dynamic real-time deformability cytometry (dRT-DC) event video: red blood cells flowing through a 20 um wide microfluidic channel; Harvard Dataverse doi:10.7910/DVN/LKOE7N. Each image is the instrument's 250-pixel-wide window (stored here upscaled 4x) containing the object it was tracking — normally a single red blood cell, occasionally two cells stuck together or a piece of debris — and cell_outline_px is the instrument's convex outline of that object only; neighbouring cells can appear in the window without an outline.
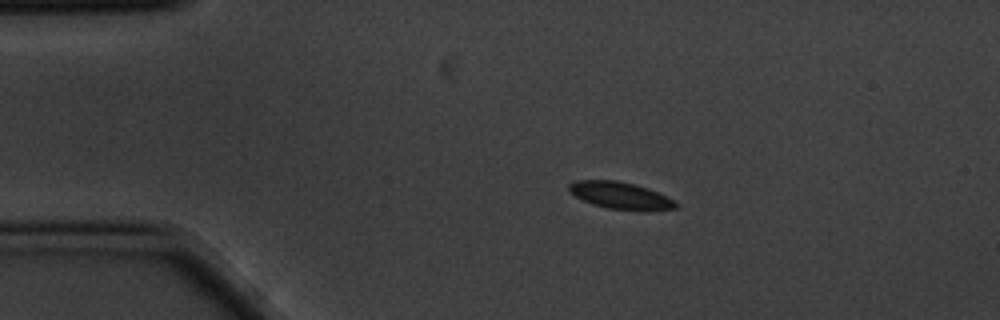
{"species": "common noctule bat (a hibernating species)", "species_latin": "Nyctalus noctula", "temperature_condition": "cold", "stored_images_in_passage": 6, "camera_frame_rate_fps": 3000, "um_per_image_px": 0.085, "animal": {"sex": "male", "body_mass_g": 20.1, "forearm_length_mm": 53.5}, "frame": {"image": 1, "passage_image": 4, "time_ms": 1.0, "image_size_px": [1000, 320], "cell_outline_px": [[680, 204], [676, 208], [648, 212], [640, 212], [608, 208], [592, 204], [568, 192], [568, 184], [576, 180], [616, 180], [648, 188], [676, 200]], "centroid_in_image_um": [52.79, 16.64], "position_along_channel_um": 32.2, "area_um2": 17.22}}
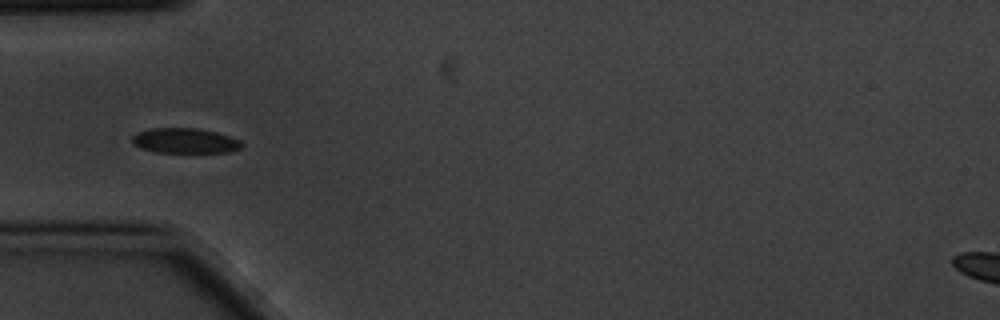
{"frame": {"image": 2, "passage_image": 6, "time_ms": 1.667, "image_size_px": [1000, 320], "cell_outline_px": [[244, 144], [240, 148], [228, 152], [156, 152], [140, 148], [132, 144], [132, 136], [136, 132], [152, 128], [196, 128], [216, 132], [240, 140]], "centroid_in_image_um": [15.68, 11.96], "position_along_channel_um": 69.3, "area_um2": 16.01}}